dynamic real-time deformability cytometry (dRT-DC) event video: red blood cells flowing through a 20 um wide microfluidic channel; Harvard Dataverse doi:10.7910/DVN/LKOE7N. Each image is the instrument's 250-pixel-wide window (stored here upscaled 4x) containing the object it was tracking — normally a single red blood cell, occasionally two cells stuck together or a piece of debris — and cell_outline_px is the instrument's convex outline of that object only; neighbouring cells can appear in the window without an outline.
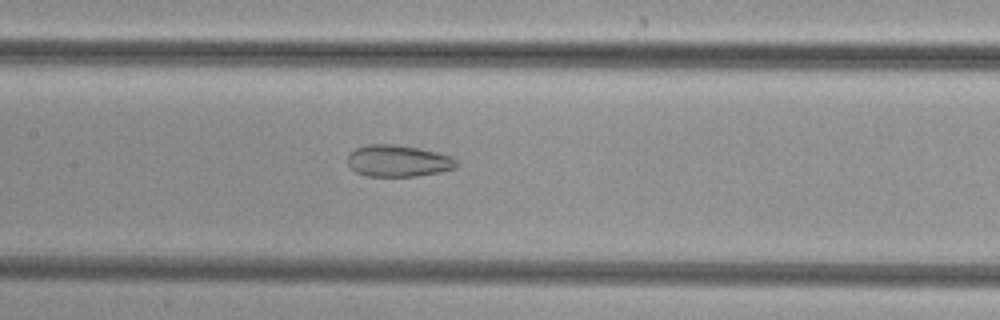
{"species": "common noctule bat (a hibernating species)", "species_latin": "Nyctalus noctula", "temperature_condition": "cold", "stored_images_in_passage": 44, "camera_frame_rate_fps": 3000, "um_per_image_px": 0.085, "animal": {"sex": "female", "body_mass_g": 29.2, "forearm_length_mm": 56.3}, "frame": {"image": 1, "passage_image": 24, "time_ms": 7.667, "image_size_px": [1000, 320], "cell_outline_px": [[460, 164], [456, 168], [440, 172], [416, 176], [368, 176], [356, 172], [348, 164], [348, 156], [356, 148], [368, 144], [392, 144], [420, 148], [452, 156]], "centroid_in_image_um": [33.88, 13.67], "position_along_channel_um": 173.5, "area_um2": 20.11}}
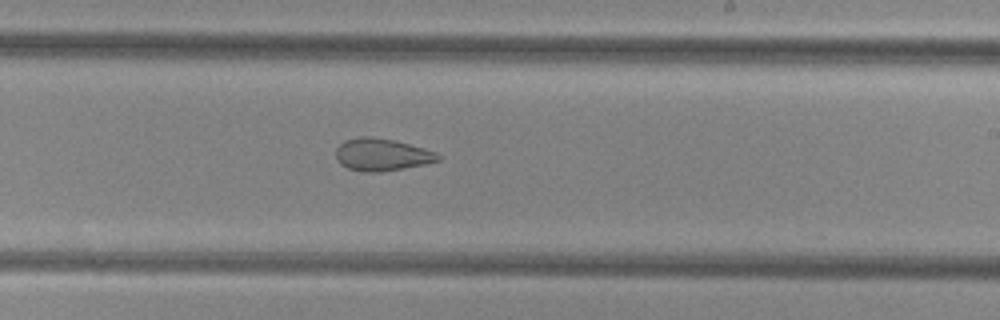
{"frame": {"image": 2, "passage_image": 30, "time_ms": 9.667, "image_size_px": [1000, 320], "cell_outline_px": [[440, 160], [424, 164], [404, 168], [380, 172], [360, 172], [348, 168], [340, 164], [336, 156], [336, 148], [344, 140], [356, 136], [368, 136], [392, 140], [424, 148], [436, 152], [440, 156]], "centroid_in_image_um": [32.42, 13.14], "position_along_channel_um": 256.6, "area_um2": 19.25}}
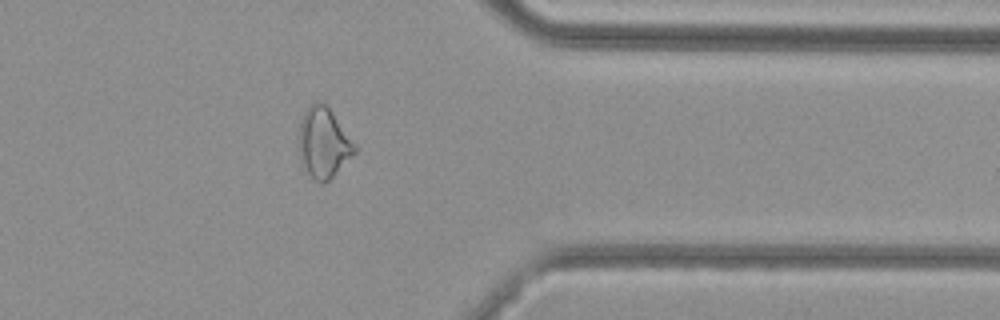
{"frame": {"image": 3, "passage_image": 40, "time_ms": 13.0, "image_size_px": [1000, 320], "cell_outline_px": [[356, 152], [324, 184], [320, 184], [304, 168], [300, 160], [300, 120], [304, 112], [316, 100], [320, 100], [328, 108], [356, 144]], "centroid_in_image_um": [27.5, 12.14], "position_along_channel_um": 383.9, "area_um2": 22.31}}